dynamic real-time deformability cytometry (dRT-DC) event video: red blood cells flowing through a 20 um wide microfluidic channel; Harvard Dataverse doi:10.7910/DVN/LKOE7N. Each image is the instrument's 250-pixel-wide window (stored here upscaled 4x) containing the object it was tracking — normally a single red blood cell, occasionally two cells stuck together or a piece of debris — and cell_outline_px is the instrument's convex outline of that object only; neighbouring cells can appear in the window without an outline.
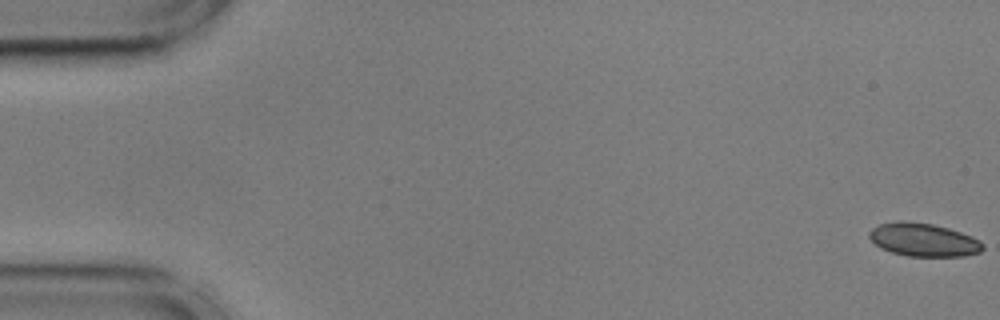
{"species": "common noctule bat (a hibernating species)", "species_latin": "Nyctalus noctula", "temperature_condition": "cold", "stored_images_in_passage": 56, "camera_frame_rate_fps": 3000, "um_per_image_px": 0.085, "animal": {"sex": "male", "body_mass_g": 17.9, "forearm_length_mm": 54.2}, "frame": {"image": 1, "passage_image": 1, "time_ms": 0.0, "image_size_px": [1000, 320], "cell_outline_px": [[984, 248], [980, 252], [964, 256], [908, 256], [892, 252], [880, 248], [868, 236], [868, 232], [872, 228], [880, 224], [896, 220], [900, 220], [932, 224], [948, 228], [972, 236], [980, 240], [984, 244]], "centroid_in_image_um": [78.5, 20.38], "position_along_channel_um": 6.5, "area_um2": 22.02}}
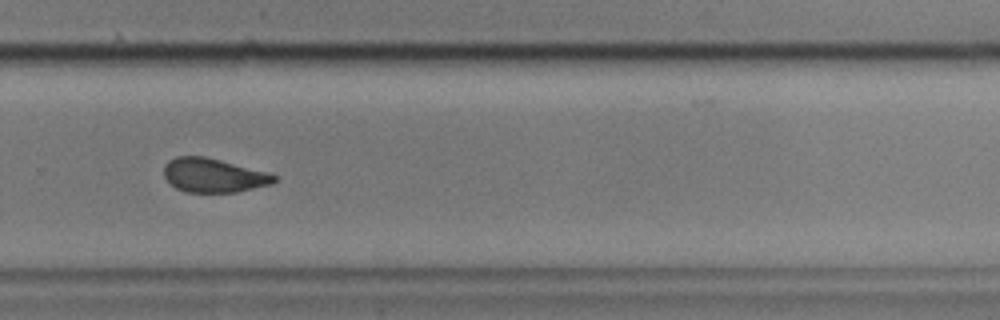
{"frame": {"image": 2, "passage_image": 38, "time_ms": 12.333, "image_size_px": [1000, 320], "cell_outline_px": [[276, 180], [272, 184], [236, 192], [188, 192], [176, 188], [164, 176], [164, 164], [168, 160], [176, 156], [204, 156], [272, 172], [276, 176]], "centroid_in_image_um": [18.18, 14.89], "position_along_channel_um": 311.6, "area_um2": 22.02}}
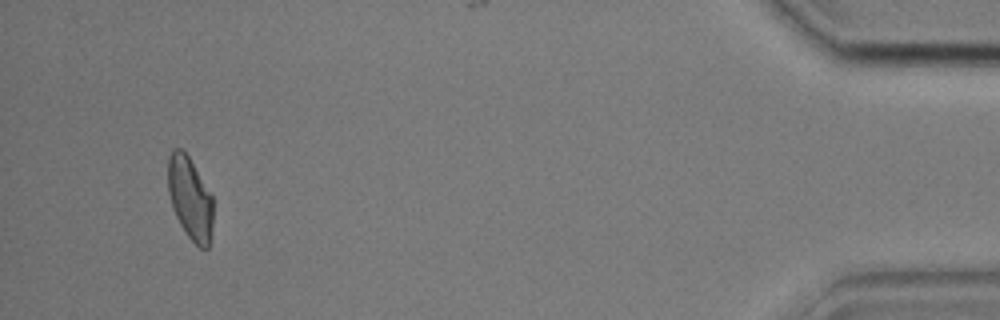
{"frame": {"image": 3, "passage_image": 53, "time_ms": 17.333, "image_size_px": [1000, 320], "cell_outline_px": [[212, 224], [208, 248], [200, 248], [188, 236], [180, 224], [172, 208], [168, 192], [168, 156], [172, 148], [180, 148], [188, 156], [212, 196]], "centroid_in_image_um": [16.13, 16.83], "position_along_channel_um": 419.1, "area_um2": 21.44}, "authors_computed_cell_mechanics": {"area_um2": 22.7154, "velocity_mm_per_s": 3.6051, "shape_relaxation_time_tau1_ms": 9.4092, "shape_relaxation_time_tau2_ms": 0.9511, "deformation_change_tau1": 0.1489, "deformation_change_tau2": 0.0502}}